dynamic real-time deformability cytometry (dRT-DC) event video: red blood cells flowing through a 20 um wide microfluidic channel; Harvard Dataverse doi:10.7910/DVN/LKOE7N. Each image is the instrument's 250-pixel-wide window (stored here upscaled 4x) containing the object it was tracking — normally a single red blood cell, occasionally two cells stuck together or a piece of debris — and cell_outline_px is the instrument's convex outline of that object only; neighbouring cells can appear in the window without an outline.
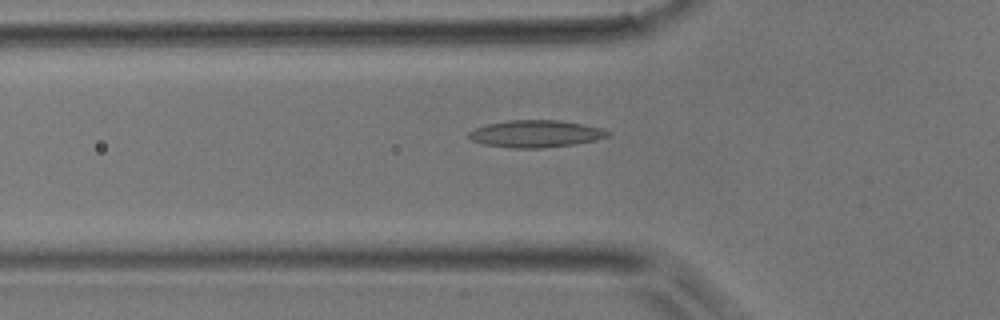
{"species": "common noctule bat (a hibernating species)", "species_latin": "Nyctalus noctula", "temperature_condition": "room temperature", "stored_images_in_passage": 49, "camera_frame_rate_fps": 3000, "um_per_image_px": 0.085, "animal": {"sex": "male", "body_mass_g": 17.9}, "frame": {"image": 1, "passage_image": 15, "time_ms": 4.667, "image_size_px": [1000, 320], "cell_outline_px": [[608, 136], [596, 140], [576, 144], [544, 148], [512, 148], [484, 144], [472, 140], [468, 136], [468, 132], [476, 128], [488, 124], [508, 120], [560, 120], [600, 128], [608, 132]], "centroid_in_image_um": [45.51, 11.38], "position_along_channel_um": 80.3, "area_um2": 21.79}}
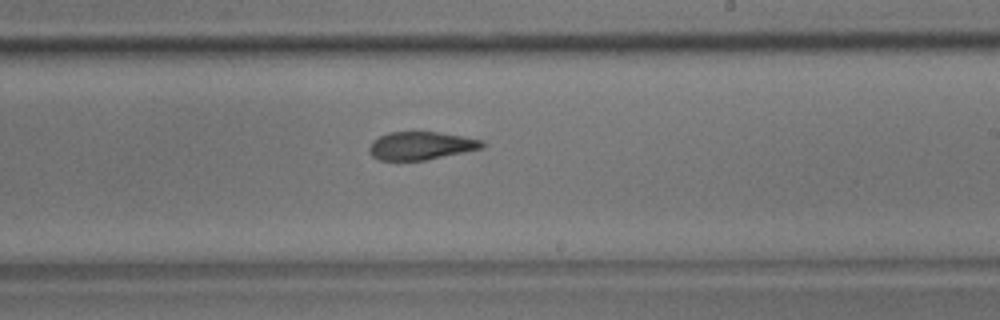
{"frame": {"image": 2, "passage_image": 28, "time_ms": 9.0, "image_size_px": [1000, 320], "cell_outline_px": [[484, 148], [424, 160], [380, 160], [372, 156], [368, 152], [368, 148], [372, 140], [388, 132], [440, 132], [464, 136], [484, 140]], "centroid_in_image_um": [35.78, 12.38], "position_along_channel_um": 253.2, "area_um2": 18.55}}
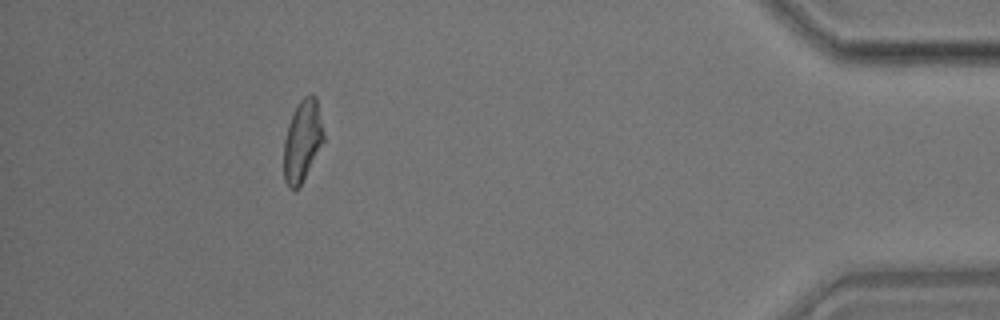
{"frame": {"image": 3, "passage_image": 44, "time_ms": 14.333, "image_size_px": [1000, 320], "cell_outline_px": [[324, 140], [300, 188], [288, 188], [284, 180], [284, 140], [288, 124], [300, 100], [304, 96], [316, 96], [324, 132]], "centroid_in_image_um": [25.7, 12.01], "position_along_channel_um": 409.5, "area_um2": 18.79}}